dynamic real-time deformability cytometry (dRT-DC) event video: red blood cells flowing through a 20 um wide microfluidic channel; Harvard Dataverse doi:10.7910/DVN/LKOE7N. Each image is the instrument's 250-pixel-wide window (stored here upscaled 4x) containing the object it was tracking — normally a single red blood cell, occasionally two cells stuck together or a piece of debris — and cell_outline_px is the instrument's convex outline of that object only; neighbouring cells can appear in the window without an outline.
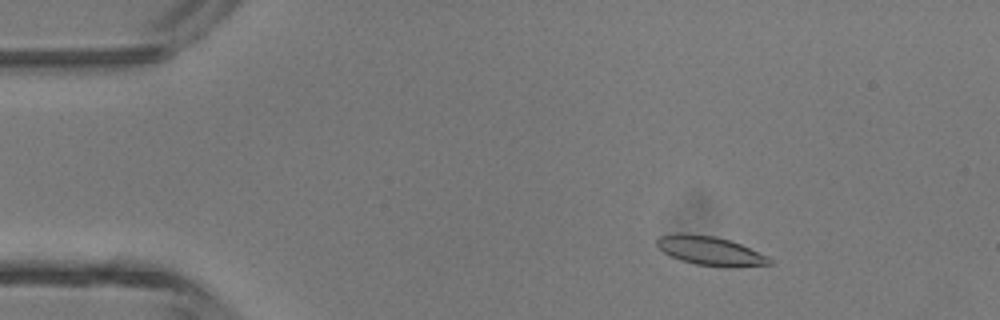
{"species": "common noctule bat (a hibernating species)", "species_latin": "Nyctalus noctula", "temperature_condition": "room temperature", "stored_images_in_passage": 4, "camera_frame_rate_fps": 3000, "um_per_image_px": 0.085, "animal": {"sex": "male", "body_mass_g": 13.3}, "frame": {"image": 1, "passage_image": 2, "time_ms": 0.333, "image_size_px": [1000, 320], "cell_outline_px": [[772, 264], [732, 268], [724, 268], [696, 264], [680, 260], [668, 256], [656, 244], [656, 240], [660, 236], [712, 236], [728, 240], [740, 244], [768, 256], [772, 260]], "centroid_in_image_um": [60.46, 21.4], "position_along_channel_um": 24.5, "area_um2": 18.44}}
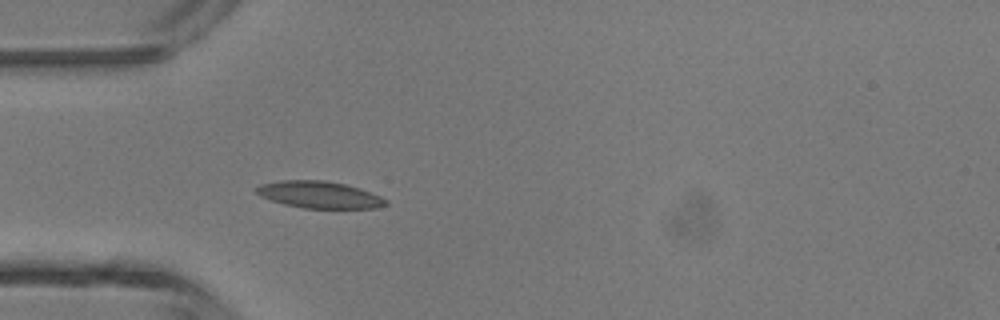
{"frame": {"image": 2, "passage_image": 4, "time_ms": 1.0, "image_size_px": [1000, 320], "cell_outline_px": [[388, 204], [376, 208], [304, 208], [284, 204], [260, 196], [256, 192], [256, 188], [260, 184], [280, 180], [324, 180], [344, 184], [360, 188], [380, 196], [388, 200]], "centroid_in_image_um": [27.15, 16.55], "position_along_channel_um": 57.8, "area_um2": 20.23}}